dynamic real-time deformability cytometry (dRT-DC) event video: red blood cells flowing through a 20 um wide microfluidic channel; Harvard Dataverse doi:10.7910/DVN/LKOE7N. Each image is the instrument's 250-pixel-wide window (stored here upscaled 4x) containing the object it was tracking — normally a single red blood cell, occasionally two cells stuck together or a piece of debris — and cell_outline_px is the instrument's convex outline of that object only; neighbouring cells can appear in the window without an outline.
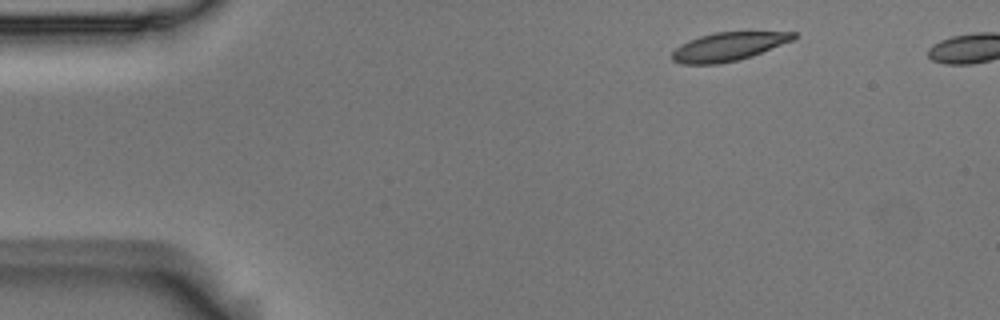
{"species": "Egyptian fruit bat (a non-hibernating species)", "species_latin": "Rousettus aegyptiacus", "temperature_condition": "room temperature", "stored_images_in_passage": 6, "camera_frame_rate_fps": 3000, "um_per_image_px": 0.085, "animal": {"sex": "male"}, "frame": {"image": 1, "passage_image": 1, "time_ms": 0.0, "image_size_px": [1000, 320], "cell_outline_px": [[796, 36], [792, 40], [752, 56], [740, 60], [716, 64], [680, 64], [672, 60], [672, 52], [680, 44], [688, 40], [700, 36], [716, 32], [796, 32]], "centroid_in_image_um": [61.86, 3.97], "position_along_channel_um": 23.1, "area_um2": 20.06}}
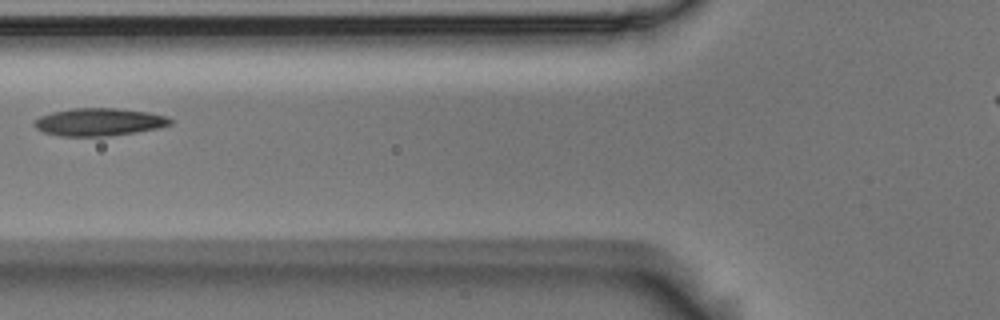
{"frame": {"image": 2, "passage_image": 5, "time_ms": 1.333, "image_size_px": [1000, 320], "cell_outline_px": [[172, 124], [160, 128], [136, 132], [108, 136], [60, 136], [44, 132], [36, 128], [32, 124], [40, 116], [52, 112], [72, 108], [116, 108], [148, 112], [168, 116], [172, 120]], "centroid_in_image_um": [8.44, 10.37], "position_along_channel_um": 117.4, "area_um2": 22.02}}
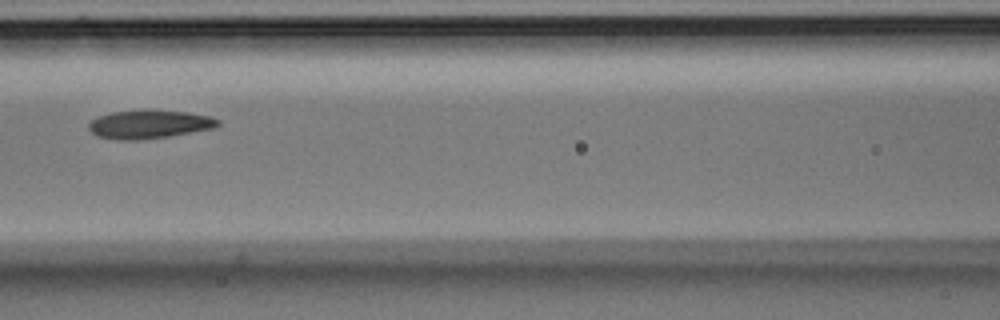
{"frame": {"image": 3, "passage_image": 6, "time_ms": 1.667, "image_size_px": [1000, 320], "cell_outline_px": [[220, 124], [212, 128], [168, 136], [136, 140], [116, 140], [96, 136], [88, 128], [88, 124], [92, 120], [100, 116], [112, 112], [188, 112], [212, 116], [220, 120]], "centroid_in_image_um": [12.68, 10.6], "position_along_channel_um": 153.9, "area_um2": 20.63}}